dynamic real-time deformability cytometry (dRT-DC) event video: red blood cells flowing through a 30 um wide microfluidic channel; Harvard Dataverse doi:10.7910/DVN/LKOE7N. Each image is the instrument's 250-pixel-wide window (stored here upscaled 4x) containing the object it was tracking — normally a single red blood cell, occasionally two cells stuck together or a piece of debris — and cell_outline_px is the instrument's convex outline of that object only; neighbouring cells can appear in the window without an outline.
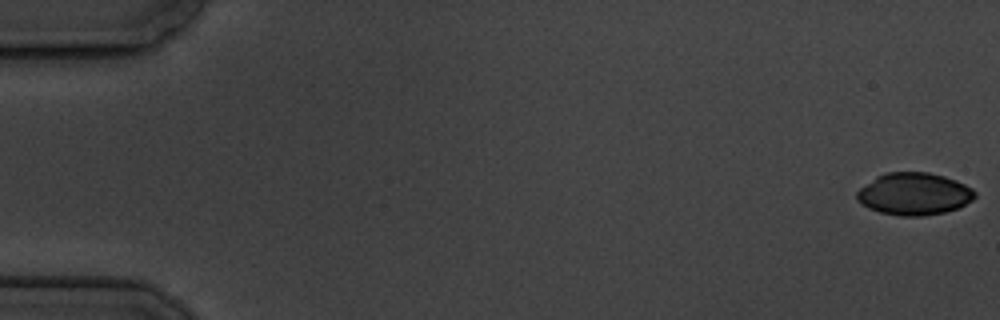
{"species": "common noctule bat (a hibernating species)", "species_latin": "Nyctalus noctula", "temperature_condition": "cold", "stored_images_in_passage": 7, "camera_frame_rate_fps": 3000, "um_per_image_px": 0.085, "animal": {"sex": "male", "body_mass_g": 19.5, "forearm_length_mm": 54.6}, "frame": {"image": 1, "passage_image": 1, "time_ms": 0.0, "image_size_px": [1000, 320], "cell_outline_px": [[976, 196], [972, 200], [960, 208], [944, 212], [924, 216], [900, 216], [880, 212], [868, 208], [860, 204], [856, 200], [856, 192], [860, 188], [876, 176], [884, 172], [928, 172], [944, 176], [956, 180], [972, 188], [976, 192]], "centroid_in_image_um": [77.69, 16.48], "position_along_channel_um": 7.3, "area_um2": 29.36}}